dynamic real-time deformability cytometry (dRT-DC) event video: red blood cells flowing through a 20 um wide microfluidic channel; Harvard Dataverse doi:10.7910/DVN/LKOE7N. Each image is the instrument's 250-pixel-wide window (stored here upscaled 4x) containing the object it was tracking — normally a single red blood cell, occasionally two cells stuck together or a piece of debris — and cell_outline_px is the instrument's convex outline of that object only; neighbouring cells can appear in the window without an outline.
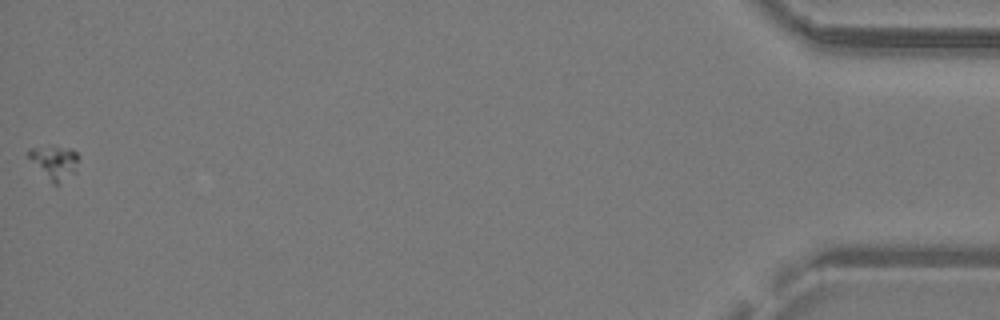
{"species": "common noctule bat (a hibernating species)", "species_latin": "Nyctalus noctula", "temperature_condition": "warm", "stored_images_in_passage": 34, "camera_frame_rate_fps": 3000, "um_per_image_px": 0.085, "animal": {"sex": "male", "body_mass_g": 19.2, "forearm_length_mm": 51.8}, "frame": {"image": 1, "passage_image": 34, "time_ms": 11.0, "image_size_px": [1000, 320], "cell_outline_px": [[80, 156], [76, 172], [56, 184], [52, 184], [28, 156], [28, 148], [48, 144], [72, 148]], "centroid_in_image_um": [4.66, 13.72], "position_along_channel_um": 430.5, "area_um2": 10.06}}